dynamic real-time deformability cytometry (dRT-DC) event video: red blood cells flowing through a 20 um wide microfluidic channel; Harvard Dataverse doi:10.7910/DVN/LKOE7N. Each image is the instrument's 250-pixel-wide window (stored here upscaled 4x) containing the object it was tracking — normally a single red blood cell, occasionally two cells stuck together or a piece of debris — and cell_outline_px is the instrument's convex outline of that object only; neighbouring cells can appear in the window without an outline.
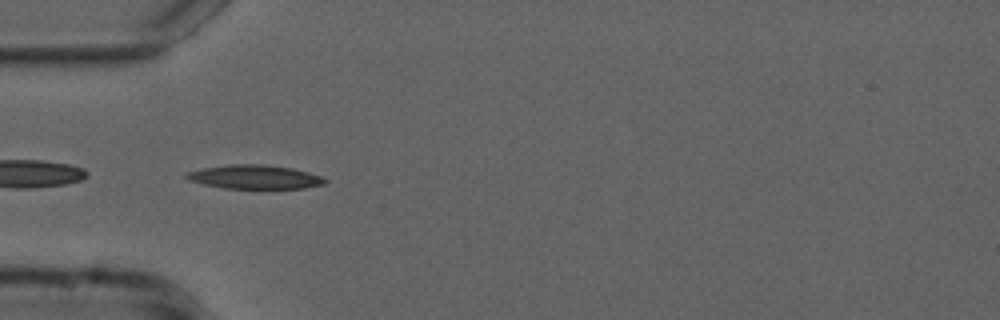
{"species": "common noctule bat (a hibernating species)", "species_latin": "Nyctalus noctula", "temperature_condition": "cold", "stored_images_in_passage": 39, "camera_frame_rate_fps": 3000, "um_per_image_px": 0.085, "animal": {"sex": "male", "forearm_length_mm": 52.5}, "frame": {"image": 1, "passage_image": 5, "time_ms": 1.333, "image_size_px": [1000, 320], "cell_outline_px": [[328, 180], [324, 184], [304, 188], [224, 188], [204, 184], [188, 180], [184, 176], [184, 172], [200, 168], [228, 164], [264, 164], [292, 168], [324, 176]], "centroid_in_image_um": [21.63, 15.03], "position_along_channel_um": 63.4, "area_um2": 19.48}}
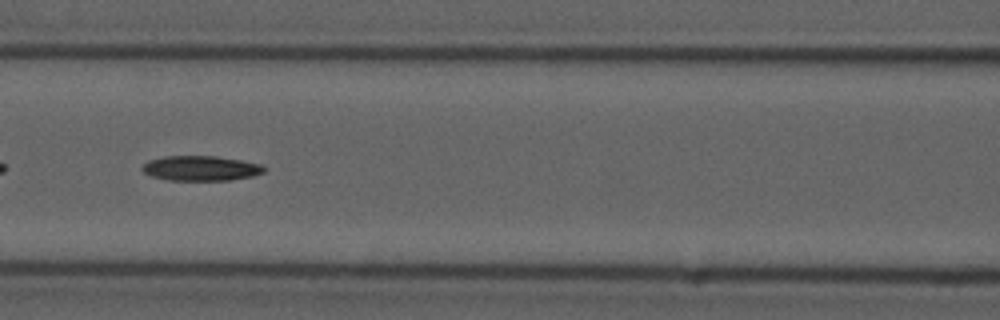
{"frame": {"image": 2, "passage_image": 12, "time_ms": 3.667, "image_size_px": [1000, 320], "cell_outline_px": [[264, 172], [252, 176], [228, 180], [168, 180], [152, 176], [144, 172], [140, 168], [148, 160], [164, 156], [216, 156], [240, 160], [260, 164], [264, 168]], "centroid_in_image_um": [17.03, 14.3], "position_along_channel_um": 149.6, "area_um2": 17.57}}
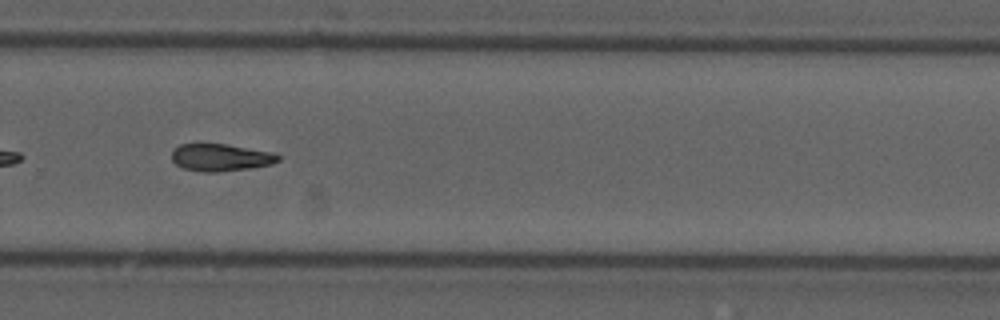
{"frame": {"image": 3, "passage_image": 25, "time_ms": 8.0, "image_size_px": [1000, 320], "cell_outline_px": [[280, 160], [272, 164], [248, 168], [220, 172], [200, 172], [184, 168], [176, 164], [172, 160], [172, 148], [180, 144], [228, 144], [276, 152], [280, 156]], "centroid_in_image_um": [18.78, 13.37], "position_along_channel_um": 311.0, "area_um2": 17.17}, "authors_computed_cell_mechanics": {"area_um2": 17.34, "velocity_mm_per_s": 3.7408, "shape_relaxation_time_tau1_ms": 7.5086, "shape_relaxation_time_tau2_ms": null, "deformation_change_tau1": 0.168, "deformation_change_tau2": null}}